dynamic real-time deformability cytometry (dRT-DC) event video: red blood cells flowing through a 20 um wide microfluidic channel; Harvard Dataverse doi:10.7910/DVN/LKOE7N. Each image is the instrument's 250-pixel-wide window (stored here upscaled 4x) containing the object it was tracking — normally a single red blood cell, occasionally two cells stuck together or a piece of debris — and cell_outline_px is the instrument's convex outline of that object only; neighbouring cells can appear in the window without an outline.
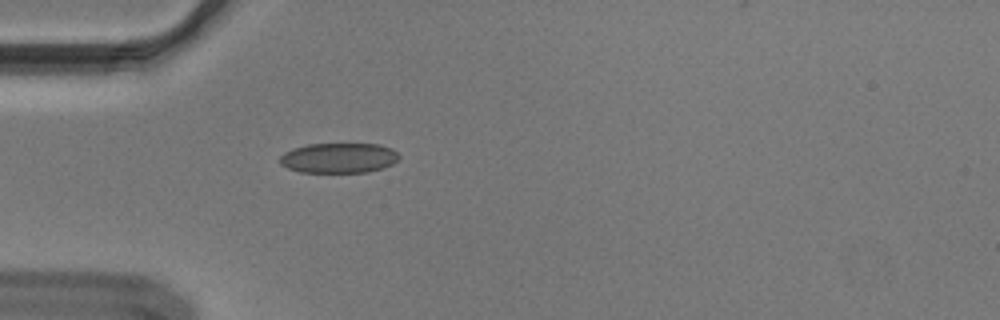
{"species": "Egyptian fruit bat (a non-hibernating species)", "species_latin": "Rousettus aegyptiacus", "temperature_condition": "cold", "stored_images_in_passage": 39, "camera_frame_rate_fps": 3000, "um_per_image_px": 0.085, "animal": {"sex": "male"}, "frame": {"image": 1, "passage_image": 1, "time_ms": 0.0, "image_size_px": [1000, 320], "cell_outline_px": [[400, 156], [392, 164], [384, 168], [368, 172], [300, 172], [288, 168], [280, 164], [280, 156], [284, 152], [292, 148], [308, 144], [380, 144], [392, 148]], "centroid_in_image_um": [28.79, 13.42], "position_along_channel_um": 56.2, "area_um2": 20.98}}
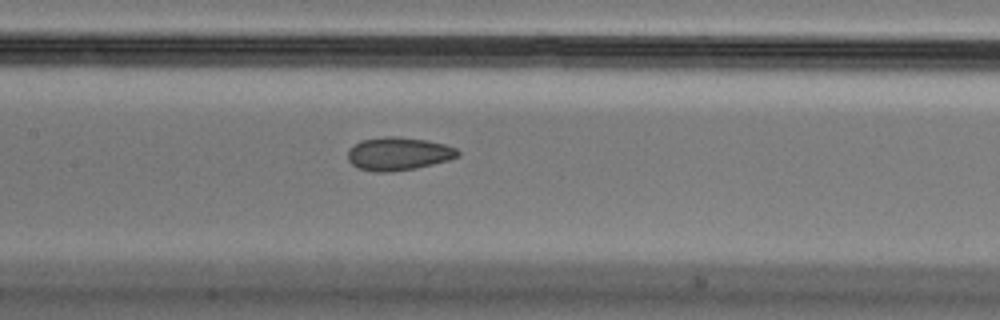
{"frame": {"image": 2, "passage_image": 11, "time_ms": 3.333, "image_size_px": [1000, 320], "cell_outline_px": [[460, 156], [448, 160], [416, 168], [392, 172], [372, 172], [356, 168], [348, 160], [348, 148], [360, 140], [384, 136], [396, 136], [428, 140], [444, 144], [456, 148], [460, 152]], "centroid_in_image_um": [33.83, 13.07], "position_along_channel_um": 173.6, "area_um2": 21.56}}
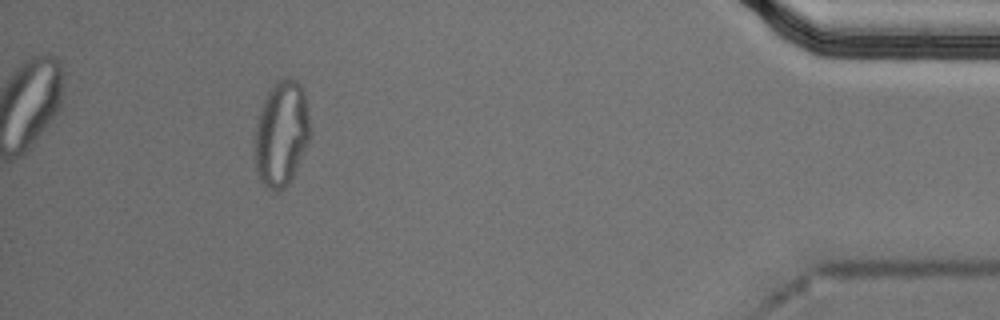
{"frame": {"image": 3, "passage_image": 35, "time_ms": 11.333, "image_size_px": [1000, 320], "cell_outline_px": [[308, 140], [296, 168], [288, 184], [284, 188], [276, 192], [268, 188], [264, 184], [256, 168], [252, 144], [252, 140], [256, 124], [264, 100], [268, 92], [284, 76], [296, 80], [300, 84], [304, 92], [308, 116]], "centroid_in_image_um": [23.87, 11.36], "position_along_channel_um": 411.3, "area_um2": 33.47}, "authors_computed_cell_mechanics": {"area_um2": 21.5594, "velocity_mm_per_s": 3.6679, "shape_relaxation_time_tau1_ms": null, "shape_relaxation_time_tau2_ms": 1.9051, "deformation_change_tau1": null, "deformation_change_tau2": 0.0712}}